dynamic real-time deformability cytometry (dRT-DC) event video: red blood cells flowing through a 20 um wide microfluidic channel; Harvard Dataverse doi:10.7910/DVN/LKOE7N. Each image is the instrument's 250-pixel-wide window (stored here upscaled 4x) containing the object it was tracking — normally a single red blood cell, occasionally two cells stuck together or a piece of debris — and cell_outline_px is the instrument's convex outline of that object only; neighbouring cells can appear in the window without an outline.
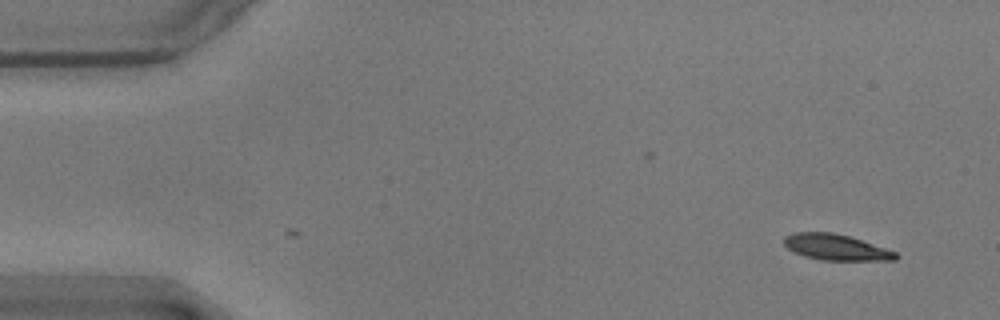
{"species": "common noctule bat (a hibernating species)", "species_latin": "Nyctalus noctula", "temperature_condition": "warm", "stored_images_in_passage": 2, "camera_frame_rate_fps": 3000, "um_per_image_px": 0.085, "animal": {"sex": "male", "body_mass_g": 17.9}, "frame": {"image": 1, "passage_image": 2, "time_ms": 0.333, "image_size_px": [1000, 320], "cell_outline_px": [[900, 256], [896, 260], [820, 260], [804, 256], [788, 248], [784, 244], [784, 236], [792, 232], [832, 232], [852, 236], [896, 252]], "centroid_in_image_um": [71.07, 21.0], "position_along_channel_um": 13.9, "area_um2": 16.99}}